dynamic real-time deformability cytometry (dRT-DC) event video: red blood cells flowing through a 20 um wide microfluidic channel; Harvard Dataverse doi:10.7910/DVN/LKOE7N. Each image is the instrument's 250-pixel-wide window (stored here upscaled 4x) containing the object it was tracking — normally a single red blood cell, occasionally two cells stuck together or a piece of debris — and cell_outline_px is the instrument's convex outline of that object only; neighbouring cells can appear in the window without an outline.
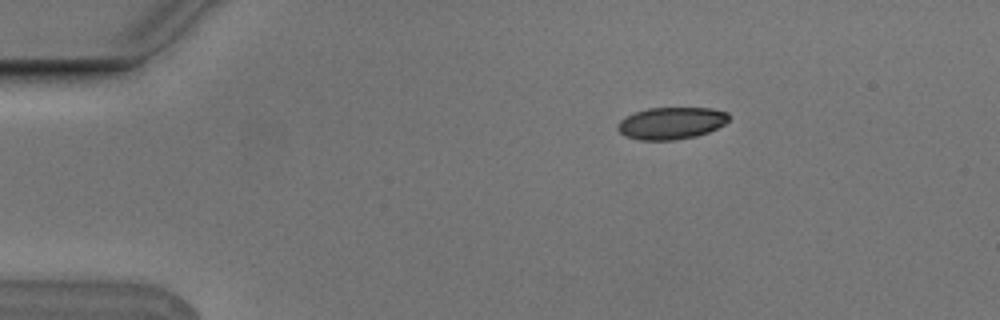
{"species": "Egyptian fruit bat (a non-hibernating species)", "species_latin": "Rousettus aegyptiacus", "temperature_condition": "cold", "stored_images_in_passage": 5, "camera_frame_rate_fps": 3000, "um_per_image_px": 0.085, "animal": {"sex": "male"}, "frame": {"image": 1, "passage_image": 3, "time_ms": 0.667, "image_size_px": [1000, 320], "cell_outline_px": [[728, 120], [724, 124], [708, 132], [696, 136], [672, 140], [640, 140], [624, 136], [616, 128], [616, 124], [624, 116], [648, 108], [712, 108], [728, 112]], "centroid_in_image_um": [57.02, 10.47], "position_along_channel_um": 28.0, "area_um2": 20.81}}